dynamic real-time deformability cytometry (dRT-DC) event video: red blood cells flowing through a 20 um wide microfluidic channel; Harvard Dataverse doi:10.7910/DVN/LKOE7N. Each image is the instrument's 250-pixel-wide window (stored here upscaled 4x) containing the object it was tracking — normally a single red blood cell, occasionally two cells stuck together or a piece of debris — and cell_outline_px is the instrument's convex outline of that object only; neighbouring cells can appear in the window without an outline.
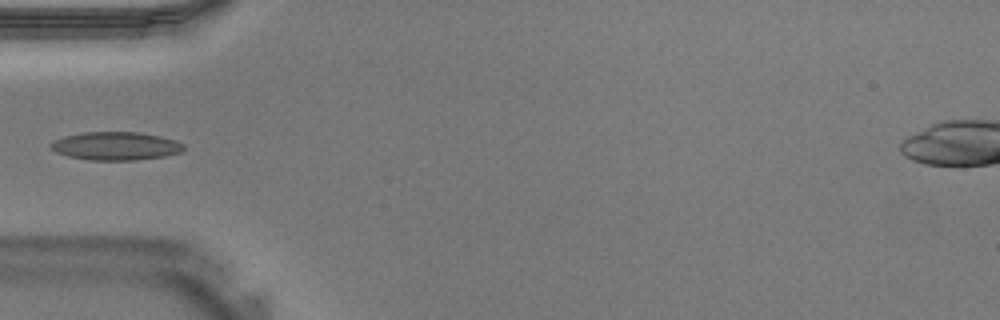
{"species": "Egyptian fruit bat (a non-hibernating species)", "species_latin": "Rousettus aegyptiacus", "temperature_condition": "warm", "stored_images_in_passage": 2, "camera_frame_rate_fps": 3000, "um_per_image_px": 0.085, "animal": {"sex": "male"}, "frame": {"image": 1, "passage_image": 1, "time_ms": 0.0, "image_size_px": [1000, 320], "cell_outline_px": [[184, 152], [164, 156], [136, 160], [92, 160], [68, 156], [56, 152], [48, 144], [64, 136], [84, 132], [140, 132], [160, 136], [176, 140], [184, 144]], "centroid_in_image_um": [9.88, 12.41], "position_along_channel_um": 75.1, "area_um2": 21.91}}